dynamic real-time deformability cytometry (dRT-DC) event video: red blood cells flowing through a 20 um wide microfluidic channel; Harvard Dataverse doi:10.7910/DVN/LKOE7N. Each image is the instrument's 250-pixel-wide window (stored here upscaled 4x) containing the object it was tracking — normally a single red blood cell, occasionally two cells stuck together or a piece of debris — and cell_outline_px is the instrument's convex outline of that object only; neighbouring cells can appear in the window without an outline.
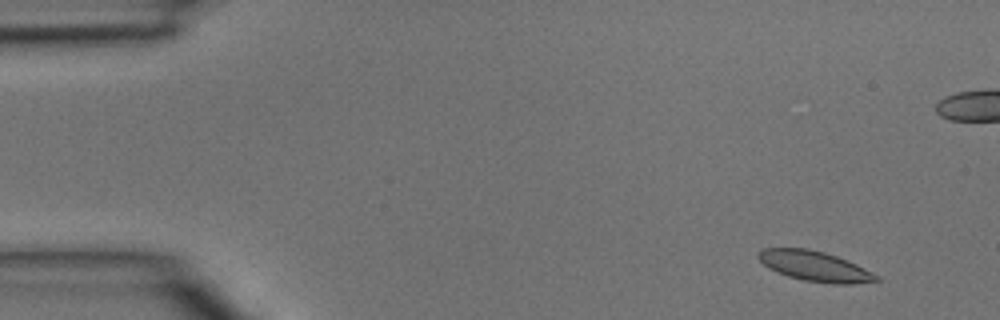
{"species": "common noctule bat (a hibernating species)", "species_latin": "Nyctalus noctula", "temperature_condition": "room temperature", "stored_images_in_passage": 5, "camera_frame_rate_fps": 3000, "um_per_image_px": 0.085, "animal": {"sex": "male", "body_mass_g": 15.6}, "frame": {"image": 1, "passage_image": 2, "time_ms": 0.333, "image_size_px": [1000, 320], "cell_outline_px": [[880, 280], [852, 284], [836, 284], [804, 280], [788, 276], [768, 268], [756, 256], [760, 248], [808, 248], [824, 252], [848, 260], [880, 276]], "centroid_in_image_um": [69.25, 22.61], "position_along_channel_um": 15.8, "area_um2": 20.69}}